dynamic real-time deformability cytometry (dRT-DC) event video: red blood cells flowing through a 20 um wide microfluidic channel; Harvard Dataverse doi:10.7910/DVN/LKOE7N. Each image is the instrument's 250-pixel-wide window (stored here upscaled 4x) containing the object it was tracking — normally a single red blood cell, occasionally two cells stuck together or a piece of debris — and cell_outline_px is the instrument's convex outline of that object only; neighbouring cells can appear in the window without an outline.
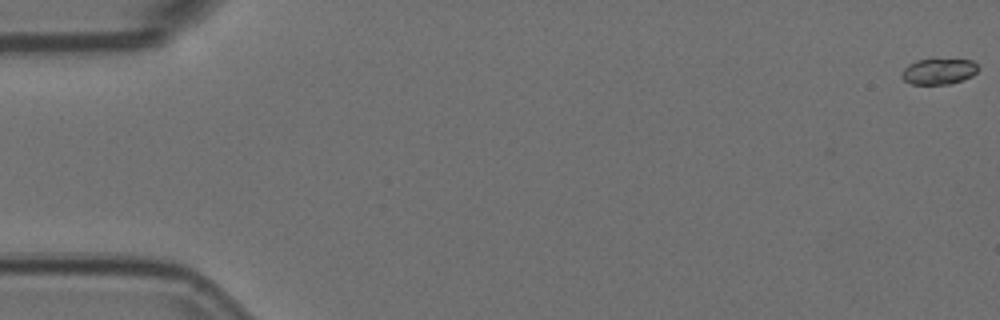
{"species": "Egyptian fruit bat (a non-hibernating species)", "species_latin": "Rousettus aegyptiacus", "temperature_condition": "room temperature", "stored_images_in_passage": 5, "camera_frame_rate_fps": 3000, "um_per_image_px": 0.085, "animal": {"sex": "female"}, "frame": {"image": 1, "passage_image": 1, "time_ms": 0.0, "image_size_px": [1000, 320], "cell_outline_px": [[980, 68], [972, 76], [948, 84], [912, 84], [904, 80], [900, 76], [900, 72], [908, 64], [916, 60], [972, 60]], "centroid_in_image_um": [79.75, 6.07], "position_along_channel_um": 5.2, "area_um2": 11.39}}
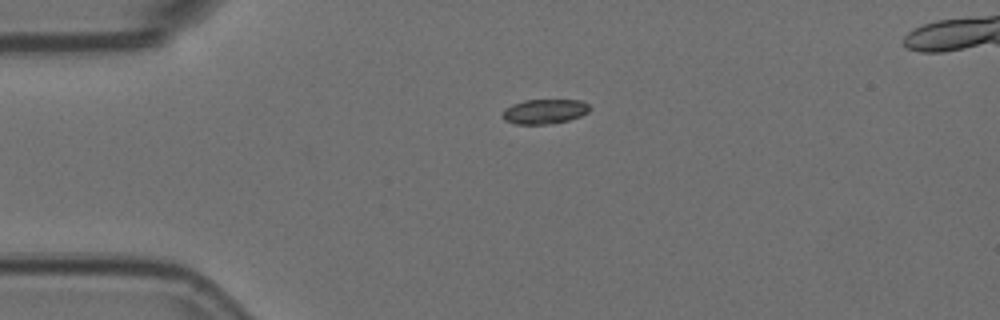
{"frame": {"image": 2, "passage_image": 5, "time_ms": 1.333, "image_size_px": [1000, 320], "cell_outline_px": [[592, 108], [588, 112], [580, 116], [568, 120], [548, 124], [516, 124], [504, 120], [500, 116], [504, 108], [512, 104], [524, 100], [580, 100], [588, 104]], "centroid_in_image_um": [46.25, 9.47], "position_along_channel_um": 38.7, "area_um2": 12.66}}